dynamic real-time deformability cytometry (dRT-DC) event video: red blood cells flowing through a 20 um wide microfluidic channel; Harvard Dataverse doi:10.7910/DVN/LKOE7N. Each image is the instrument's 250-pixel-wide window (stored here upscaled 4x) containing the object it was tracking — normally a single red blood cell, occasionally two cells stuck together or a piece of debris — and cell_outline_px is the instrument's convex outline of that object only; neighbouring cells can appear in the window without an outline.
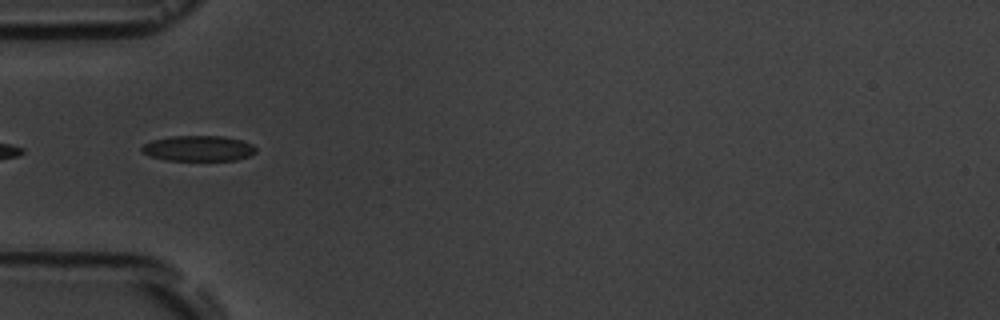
{"species": "common noctule bat (a hibernating species)", "species_latin": "Nyctalus noctula", "temperature_condition": "room temperature", "stored_images_in_passage": 8, "camera_frame_rate_fps": 3000, "um_per_image_px": 0.085, "animal": {"sex": "male", "body_mass_g": 19.5, "forearm_length_mm": 54.6}, "frame": {"image": 1, "passage_image": 6, "time_ms": 5.667, "image_size_px": [1000, 320], "cell_outline_px": [[256, 152], [248, 156], [236, 160], [164, 160], [140, 152], [140, 148], [144, 144], [152, 140], [172, 136], [224, 136], [240, 140], [252, 144], [256, 148]], "centroid_in_image_um": [16.84, 12.61], "position_along_channel_um": 68.2, "area_um2": 16.94}}
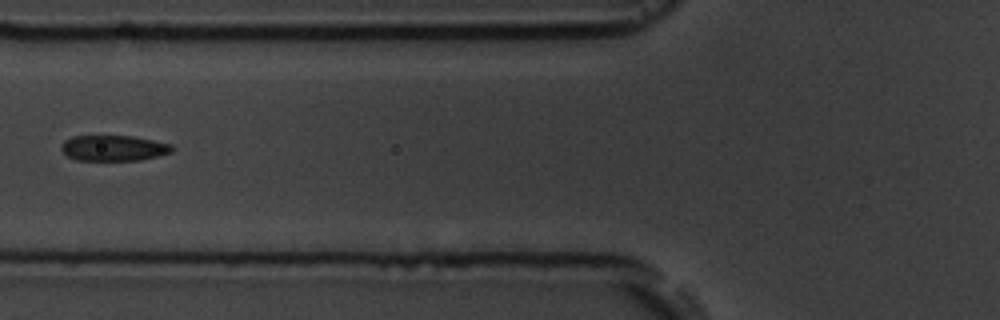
{"frame": {"image": 2, "passage_image": 7, "time_ms": 7.0, "image_size_px": [1000, 320], "cell_outline_px": [[172, 152], [140, 160], [76, 160], [68, 156], [60, 148], [64, 140], [72, 136], [132, 136], [172, 144]], "centroid_in_image_um": [9.64, 12.58], "position_along_channel_um": 116.2, "area_um2": 16.42}}
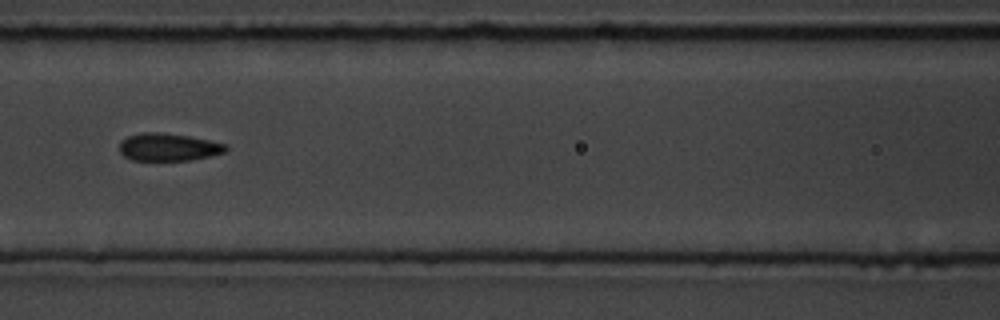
{"frame": {"image": 3, "passage_image": 8, "time_ms": 8.0, "image_size_px": [1000, 320], "cell_outline_px": [[228, 148], [224, 152], [208, 156], [188, 160], [132, 160], [124, 156], [120, 152], [120, 140], [128, 136], [140, 132], [160, 132], [188, 136], [228, 144]], "centroid_in_image_um": [14.28, 12.49], "position_along_channel_um": 152.3, "area_um2": 17.05}}